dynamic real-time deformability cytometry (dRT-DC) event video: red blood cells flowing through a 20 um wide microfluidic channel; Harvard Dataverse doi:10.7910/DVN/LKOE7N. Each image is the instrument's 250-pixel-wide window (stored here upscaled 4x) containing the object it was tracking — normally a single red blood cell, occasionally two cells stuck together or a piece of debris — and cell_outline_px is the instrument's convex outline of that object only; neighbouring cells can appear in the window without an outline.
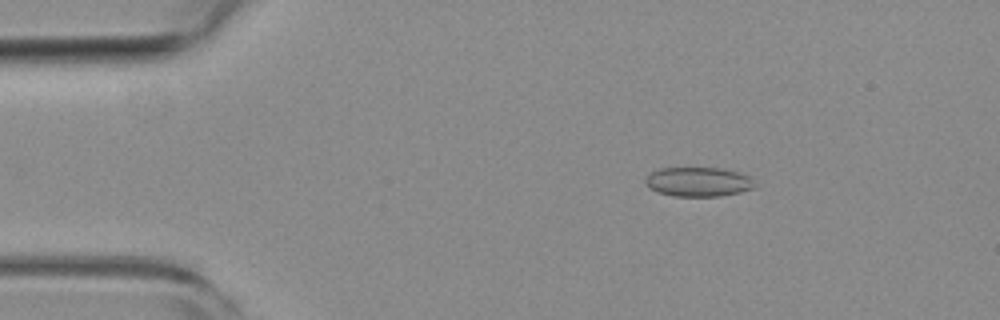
{"species": "common noctule bat (a hibernating species)", "species_latin": "Nyctalus noctula", "temperature_condition": "room temperature", "stored_images_in_passage": 49, "camera_frame_rate_fps": 3000, "um_per_image_px": 0.085, "animal": {"sex": "female", "body_mass_g": 19.3, "forearm_length_mm": 54.1}, "frame": {"image": 1, "passage_image": 4, "time_ms": 1.0, "image_size_px": [1000, 320], "cell_outline_px": [[756, 188], [740, 192], [720, 196], [672, 196], [648, 188], [644, 184], [644, 176], [660, 168], [724, 168], [748, 176], [756, 184]], "centroid_in_image_um": [59.33, 15.46], "position_along_channel_um": 25.7, "area_um2": 18.84}}
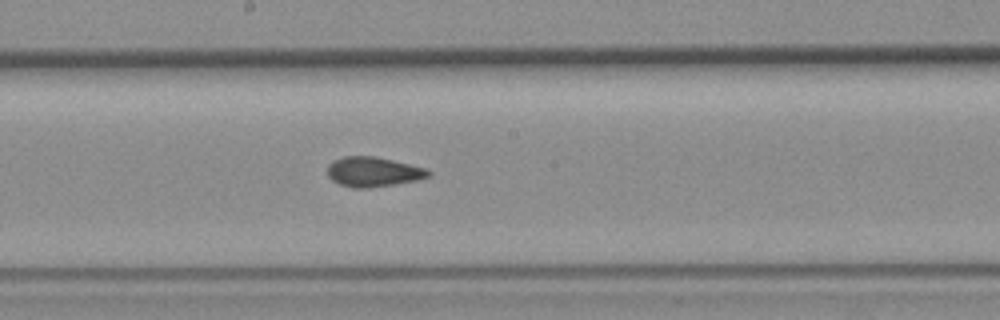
{"frame": {"image": 2, "passage_image": 24, "time_ms": 7.667, "image_size_px": [1000, 320], "cell_outline_px": [[432, 176], [420, 180], [396, 184], [368, 188], [352, 188], [340, 184], [332, 180], [328, 176], [328, 164], [332, 160], [344, 156], [372, 156], [392, 160], [428, 168], [432, 172]], "centroid_in_image_um": [31.77, 14.61], "position_along_channel_um": 216.4, "area_um2": 17.8}}
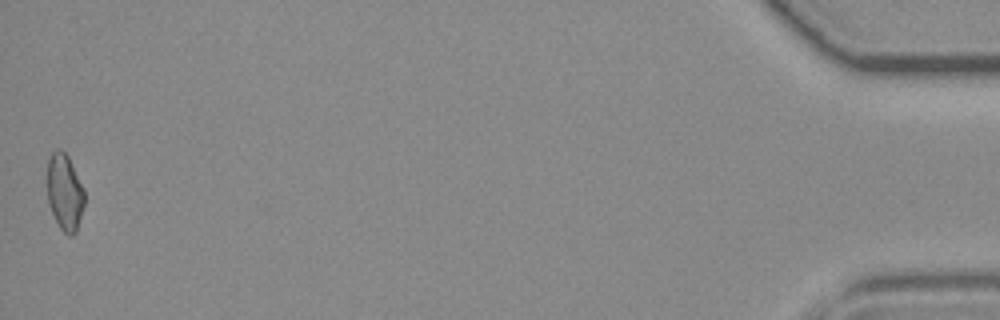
{"frame": {"image": 3, "passage_image": 49, "time_ms": 16.0, "image_size_px": [1000, 320], "cell_outline_px": [[84, 204], [76, 232], [72, 236], [68, 236], [60, 228], [48, 204], [48, 160], [52, 152], [56, 148], [60, 148], [68, 156], [84, 188]], "centroid_in_image_um": [5.5, 16.33], "position_along_channel_um": 429.7, "area_um2": 16.53}, "authors_computed_cell_mechanics": {"area_um2": 17.5134, "velocity_mm_per_s": 3.8104, "shape_relaxation_time_tau1_ms": null, "shape_relaxation_time_tau2_ms": 1.3316, "deformation_change_tau1": null, "deformation_change_tau2": 0.0786}}